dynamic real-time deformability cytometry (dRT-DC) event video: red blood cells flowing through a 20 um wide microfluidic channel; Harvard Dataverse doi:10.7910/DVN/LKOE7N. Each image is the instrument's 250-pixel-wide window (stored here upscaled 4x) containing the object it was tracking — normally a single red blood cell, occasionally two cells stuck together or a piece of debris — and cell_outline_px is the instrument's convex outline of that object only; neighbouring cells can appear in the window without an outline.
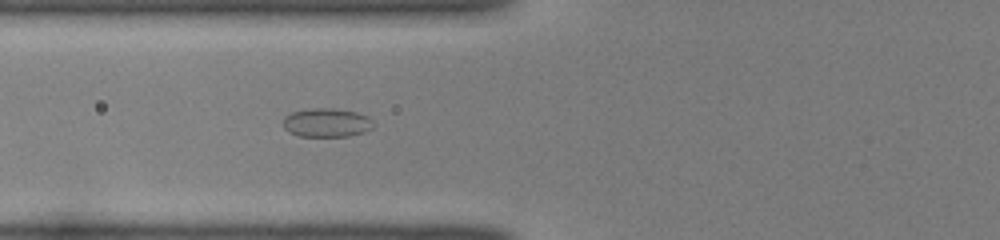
{"species": "common noctule bat (a hibernating species)", "species_latin": "Nyctalus noctula", "temperature_condition": "room temperature", "stored_images_in_passage": 37, "camera_frame_rate_fps": 3000, "um_per_image_px": 0.085, "animal": {"sex": "female", "body_mass_g": 22.0, "forearm_length_mm": 56.7}, "frame": {"image": 1, "passage_image": 7, "time_ms": 2.0, "image_size_px": [1000, 240], "cell_outline_px": [[372, 128], [364, 132], [348, 136], [300, 136], [288, 132], [284, 128], [284, 116], [292, 112], [308, 108], [332, 108], [356, 112], [368, 116], [372, 120]], "centroid_in_image_um": [27.75, 10.42], "position_along_channel_um": 98.1, "area_um2": 15.14}}
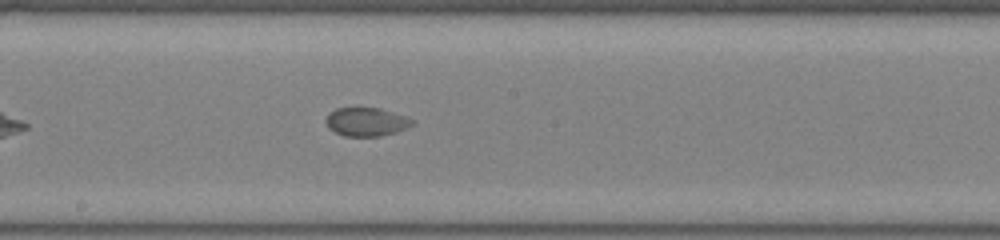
{"frame": {"image": 2, "passage_image": 16, "time_ms": 5.0, "image_size_px": [1000, 240], "cell_outline_px": [[416, 124], [396, 132], [380, 136], [344, 136], [328, 128], [324, 120], [328, 112], [336, 108], [380, 108], [408, 116], [416, 120]], "centroid_in_image_um": [31.17, 10.35], "position_along_channel_um": 217.0, "area_um2": 14.68}}
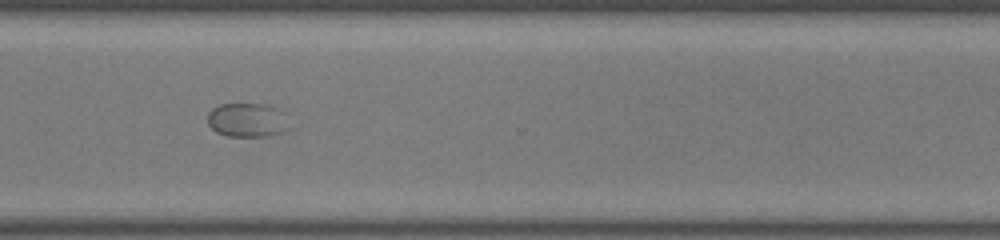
{"frame": {"image": 3, "passage_image": 26, "time_ms": 8.333, "image_size_px": [1000, 240], "cell_outline_px": [[288, 128], [280, 132], [268, 136], [228, 136], [216, 132], [208, 124], [208, 112], [212, 108], [220, 104], [264, 104], [280, 108]], "centroid_in_image_um": [20.97, 10.19], "position_along_channel_um": 349.6, "area_um2": 16.01}}